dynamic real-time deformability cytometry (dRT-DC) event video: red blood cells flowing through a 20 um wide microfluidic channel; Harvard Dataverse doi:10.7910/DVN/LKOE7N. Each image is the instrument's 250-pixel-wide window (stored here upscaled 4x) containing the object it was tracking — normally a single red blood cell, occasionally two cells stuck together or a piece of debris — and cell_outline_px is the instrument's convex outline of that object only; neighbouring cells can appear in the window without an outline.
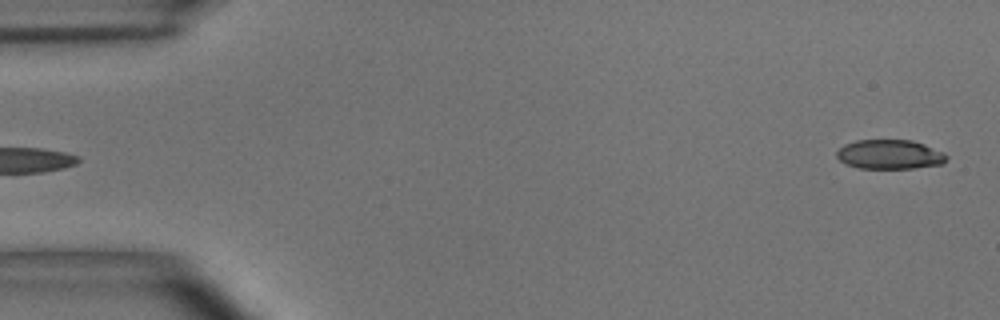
{"species": "common noctule bat (a hibernating species)", "species_latin": "Nyctalus noctula", "temperature_condition": "room temperature", "stored_images_in_passage": 6, "segment_of_instrument_passage": [2, 2], "camera_frame_rate_fps": 3000, "um_per_image_px": 0.085, "animal": {"sex": "male", "body_mass_g": 15.6}, "frame": {"image": 1, "passage_image": 6, "time_ms": 1.667, "image_size_px": [1000, 320], "cell_outline_px": [[948, 156], [940, 164], [912, 168], [860, 168], [848, 164], [840, 160], [836, 156], [836, 152], [844, 144], [856, 140], [912, 140], [924, 144], [944, 152]], "centroid_in_image_um": [75.61, 13.11], "position_along_channel_um": 9.4, "area_um2": 18.61}}